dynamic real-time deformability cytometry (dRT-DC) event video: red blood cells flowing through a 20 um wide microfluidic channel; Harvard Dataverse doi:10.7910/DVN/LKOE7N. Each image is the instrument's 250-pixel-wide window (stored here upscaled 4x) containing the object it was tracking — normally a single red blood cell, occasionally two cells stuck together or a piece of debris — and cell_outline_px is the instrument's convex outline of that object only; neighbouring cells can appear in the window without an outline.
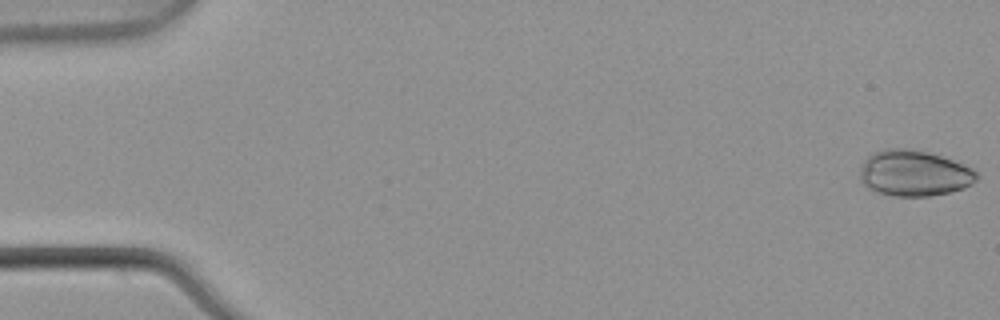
{"species": "common noctule bat (a hibernating species)", "species_latin": "Nyctalus noctula", "temperature_condition": "warm", "stored_images_in_passage": 5, "camera_frame_rate_fps": 3000, "um_per_image_px": 0.085, "animal": {"sex": "male", "body_mass_g": 21.5, "forearm_length_mm": 52.0}, "frame": {"image": 1, "passage_image": 1, "time_ms": 0.0, "image_size_px": [1000, 320], "cell_outline_px": [[980, 176], [972, 184], [964, 188], [948, 192], [928, 196], [896, 196], [880, 192], [868, 188], [860, 180], [860, 172], [864, 160], [872, 152], [888, 148], [904, 148], [928, 152], [964, 164], [972, 168]], "centroid_in_image_um": [77.71, 14.71], "position_along_channel_um": 7.3, "area_um2": 31.1}}
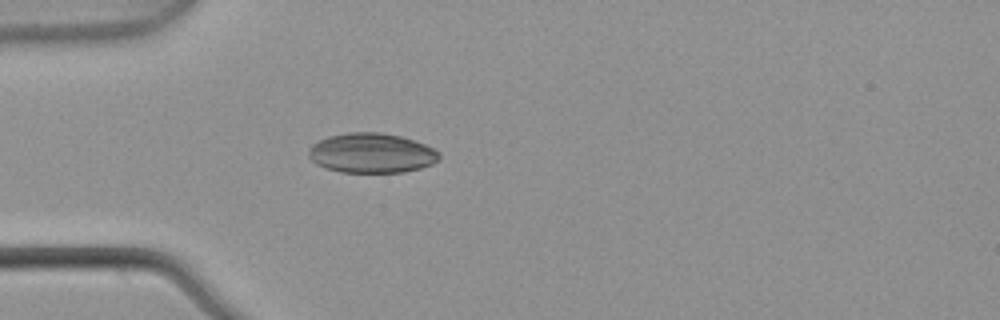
{"frame": {"image": 2, "passage_image": 5, "time_ms": 1.333, "image_size_px": [1000, 320], "cell_outline_px": [[440, 160], [432, 164], [420, 168], [400, 172], [340, 172], [316, 164], [308, 156], [308, 152], [312, 144], [328, 136], [348, 132], [380, 132], [400, 136], [424, 144], [440, 152]], "centroid_in_image_um": [31.58, 13.0], "position_along_channel_um": 53.4, "area_um2": 30.17}}